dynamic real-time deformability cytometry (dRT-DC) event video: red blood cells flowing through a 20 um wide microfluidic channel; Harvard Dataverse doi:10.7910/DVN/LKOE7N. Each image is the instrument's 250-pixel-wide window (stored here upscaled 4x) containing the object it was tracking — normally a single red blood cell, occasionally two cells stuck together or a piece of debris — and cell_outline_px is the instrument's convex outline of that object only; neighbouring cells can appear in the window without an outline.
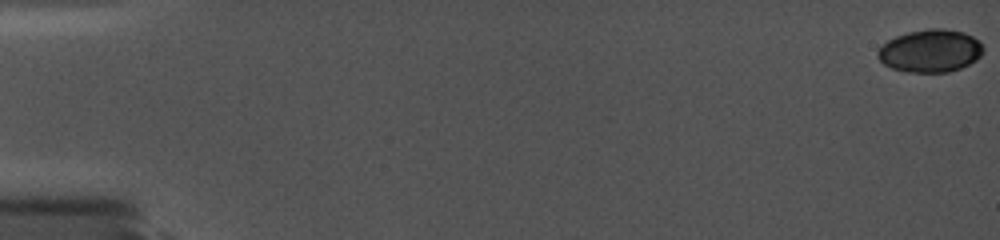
{"species": "common noctule bat (a hibernating species)", "species_latin": "Nyctalus noctula", "temperature_condition": "cold", "stored_images_in_passage": 10, "camera_frame_rate_fps": 5000, "um_per_image_px": 0.085, "animal": {"sex": "female", "body_mass_g": 19.0, "forearm_length_mm": 56.7}, "frame": {"image": 1, "passage_image": 1, "time_ms": 0.0, "image_size_px": [1000, 240], "cell_outline_px": [[984, 52], [976, 60], [960, 68], [948, 72], [908, 72], [892, 68], [884, 64], [876, 56], [876, 52], [888, 40], [896, 36], [908, 32], [928, 28], [944, 28], [964, 32], [980, 40], [984, 48]], "centroid_in_image_um": [79.1, 4.31], "position_along_channel_um": 5.9, "area_um2": 26.41}}